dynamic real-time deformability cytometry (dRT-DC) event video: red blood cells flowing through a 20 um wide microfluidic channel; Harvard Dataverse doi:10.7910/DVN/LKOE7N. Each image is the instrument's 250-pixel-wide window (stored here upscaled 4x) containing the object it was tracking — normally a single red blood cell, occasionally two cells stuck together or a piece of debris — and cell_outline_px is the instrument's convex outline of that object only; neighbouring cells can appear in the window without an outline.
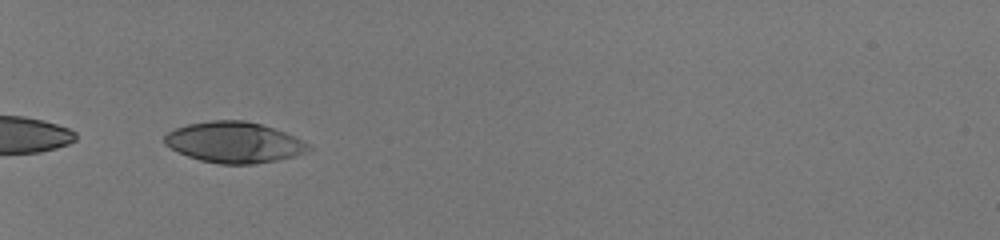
{"species": "human", "species_latin": "Homo sapiens", "temperature_condition": "room temperature", "stored_images_in_passage": 29, "camera_frame_rate_fps": 3000, "um_per_image_px": 0.085, "donor": {"sex": "male"}, "frame": {"image": 1, "passage_image": 1, "time_ms": 0.0, "image_size_px": [1000, 240], "cell_outline_px": [[312, 148], [304, 152], [292, 156], [276, 160], [256, 164], [220, 164], [200, 160], [188, 156], [164, 144], [164, 136], [168, 132], [176, 128], [188, 124], [212, 120], [244, 120], [260, 124], [284, 132], [308, 144]], "centroid_in_image_um": [19.86, 12.1], "position_along_channel_um": 65.1, "area_um2": 33.81}}
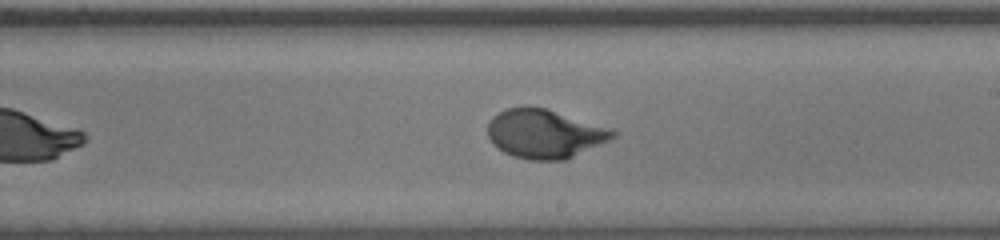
{"frame": {"image": 2, "passage_image": 16, "time_ms": 5.0, "image_size_px": [1000, 240], "cell_outline_px": [[620, 132], [616, 136], [608, 140], [564, 160], [528, 160], [512, 156], [496, 148], [492, 144], [488, 136], [488, 124], [492, 116], [508, 108], [524, 104], [544, 108], [612, 128]], "centroid_in_image_um": [46.26, 11.35], "position_along_channel_um": 242.7, "area_um2": 35.78}}
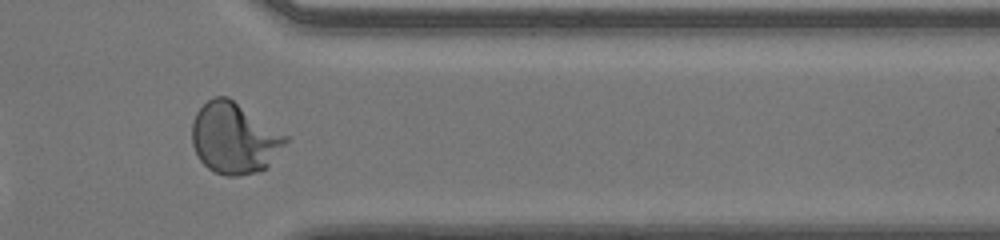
{"frame": {"image": 3, "passage_image": 27, "time_ms": 8.667, "image_size_px": [1000, 240], "cell_outline_px": [[288, 140], [268, 168], [256, 172], [240, 176], [224, 176], [208, 168], [200, 160], [192, 144], [192, 124], [196, 112], [208, 100], [216, 96], [228, 96], [288, 136]], "centroid_in_image_um": [19.92, 11.76], "position_along_channel_um": 391.5, "area_um2": 38.73}, "authors_computed_cell_mechanics": {"area_um2": 35.2002, "velocity_mm_per_s": 4.0657, "shape_relaxation_time_tau1_ms": 3.4205, "shape_relaxation_time_tau2_ms": null, "deformation_change_tau1": 0.2259, "deformation_change_tau2": null}}